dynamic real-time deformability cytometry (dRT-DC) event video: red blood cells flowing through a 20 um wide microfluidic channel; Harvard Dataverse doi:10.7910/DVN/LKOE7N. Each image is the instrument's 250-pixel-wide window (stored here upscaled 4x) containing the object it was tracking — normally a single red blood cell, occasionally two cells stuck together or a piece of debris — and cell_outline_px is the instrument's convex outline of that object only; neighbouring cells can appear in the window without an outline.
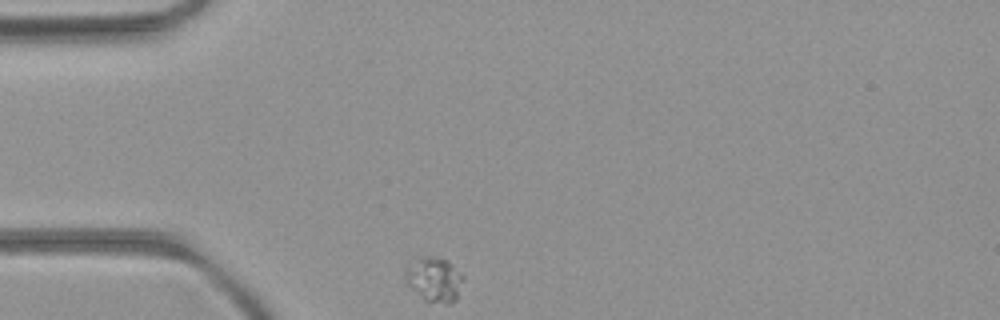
{"species": "common noctule bat (a hibernating species)", "species_latin": "Nyctalus noctula", "temperature_condition": "room temperature", "stored_images_in_passage": 32, "camera_frame_rate_fps": 3000, "um_per_image_px": 0.085, "animal": {"sex": "female", "body_mass_g": 21.9}, "frame": {"image": 1, "passage_image": 1, "time_ms": 0.0, "image_size_px": [1000, 320], "cell_outline_px": [[464, 280], [456, 300], [448, 304], [424, 300], [408, 284], [404, 276], [404, 272], [416, 256], [432, 256], [448, 260], [464, 276]], "centroid_in_image_um": [36.93, 23.73], "position_along_channel_um": 48.1, "area_um2": 15.14}}
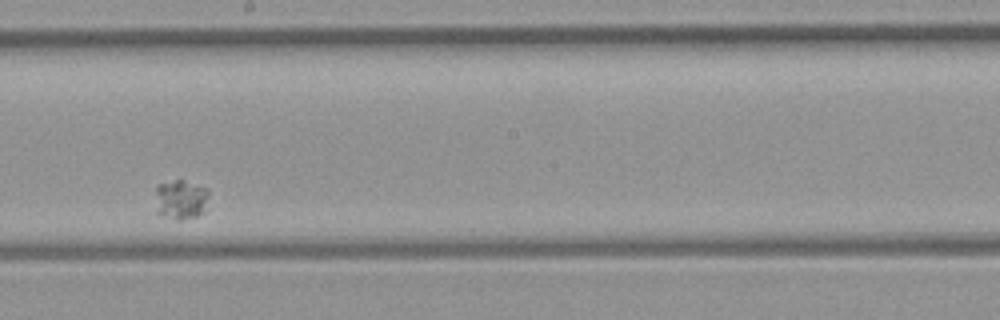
{"frame": {"image": 2, "passage_image": 19, "time_ms": 6.0, "image_size_px": [1000, 320], "cell_outline_px": [[208, 196], [204, 212], [196, 216], [180, 220], [176, 220], [160, 216], [156, 212], [156, 188], [160, 184], [176, 180], [184, 180], [208, 188]], "centroid_in_image_um": [15.36, 16.98], "position_along_channel_um": 232.8, "area_um2": 12.48}}
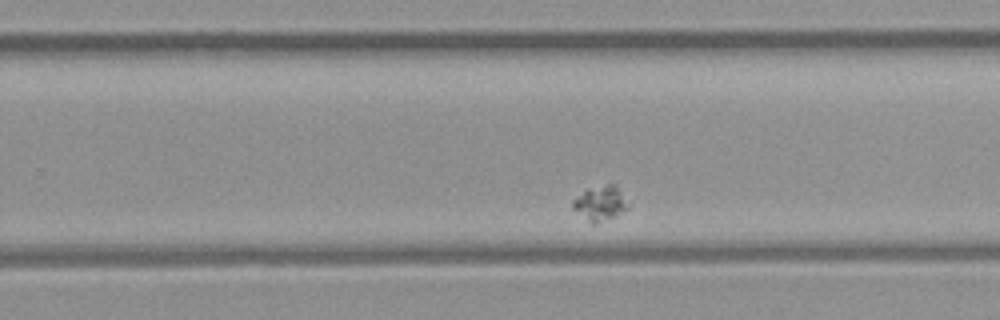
{"frame": {"image": 3, "passage_image": 23, "time_ms": 7.333, "image_size_px": [1000, 320], "cell_outline_px": [[628, 208], [596, 224], [592, 224], [572, 208], [572, 200], [588, 188], [608, 184], [616, 184], [628, 204]], "centroid_in_image_um": [50.99, 17.26], "position_along_channel_um": 278.8, "area_um2": 10.87}}